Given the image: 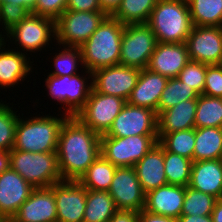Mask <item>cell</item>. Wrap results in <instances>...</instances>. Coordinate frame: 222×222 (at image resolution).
I'll list each match as a JSON object with an SVG mask.
<instances>
[{
  "mask_svg": "<svg viewBox=\"0 0 222 222\" xmlns=\"http://www.w3.org/2000/svg\"><path fill=\"white\" fill-rule=\"evenodd\" d=\"M0 3H10V5L24 6L32 13V10L36 5V0H0Z\"/></svg>",
  "mask_w": 222,
  "mask_h": 222,
  "instance_id": "cell-47",
  "label": "cell"
},
{
  "mask_svg": "<svg viewBox=\"0 0 222 222\" xmlns=\"http://www.w3.org/2000/svg\"><path fill=\"white\" fill-rule=\"evenodd\" d=\"M203 95L222 98V65H207Z\"/></svg>",
  "mask_w": 222,
  "mask_h": 222,
  "instance_id": "cell-40",
  "label": "cell"
},
{
  "mask_svg": "<svg viewBox=\"0 0 222 222\" xmlns=\"http://www.w3.org/2000/svg\"><path fill=\"white\" fill-rule=\"evenodd\" d=\"M158 143L166 150L193 161L195 128L164 134Z\"/></svg>",
  "mask_w": 222,
  "mask_h": 222,
  "instance_id": "cell-33",
  "label": "cell"
},
{
  "mask_svg": "<svg viewBox=\"0 0 222 222\" xmlns=\"http://www.w3.org/2000/svg\"><path fill=\"white\" fill-rule=\"evenodd\" d=\"M10 168L20 174L34 188L50 187L62 181L57 152L9 151Z\"/></svg>",
  "mask_w": 222,
  "mask_h": 222,
  "instance_id": "cell-5",
  "label": "cell"
},
{
  "mask_svg": "<svg viewBox=\"0 0 222 222\" xmlns=\"http://www.w3.org/2000/svg\"><path fill=\"white\" fill-rule=\"evenodd\" d=\"M5 102V104H4ZM0 102V150L11 151L15 141V131L19 114L6 101Z\"/></svg>",
  "mask_w": 222,
  "mask_h": 222,
  "instance_id": "cell-37",
  "label": "cell"
},
{
  "mask_svg": "<svg viewBox=\"0 0 222 222\" xmlns=\"http://www.w3.org/2000/svg\"><path fill=\"white\" fill-rule=\"evenodd\" d=\"M7 41L9 43V40H0V88L2 89L11 86L14 88L20 84L32 72L33 67L31 64L33 62L24 52L4 48Z\"/></svg>",
  "mask_w": 222,
  "mask_h": 222,
  "instance_id": "cell-22",
  "label": "cell"
},
{
  "mask_svg": "<svg viewBox=\"0 0 222 222\" xmlns=\"http://www.w3.org/2000/svg\"><path fill=\"white\" fill-rule=\"evenodd\" d=\"M109 194L117 209L140 212L145 207V196L134 167H117Z\"/></svg>",
  "mask_w": 222,
  "mask_h": 222,
  "instance_id": "cell-15",
  "label": "cell"
},
{
  "mask_svg": "<svg viewBox=\"0 0 222 222\" xmlns=\"http://www.w3.org/2000/svg\"><path fill=\"white\" fill-rule=\"evenodd\" d=\"M184 198V186L166 184L146 193L144 210L178 219L181 216Z\"/></svg>",
  "mask_w": 222,
  "mask_h": 222,
  "instance_id": "cell-20",
  "label": "cell"
},
{
  "mask_svg": "<svg viewBox=\"0 0 222 222\" xmlns=\"http://www.w3.org/2000/svg\"><path fill=\"white\" fill-rule=\"evenodd\" d=\"M31 12L24 6L10 5V3H0V25L6 34L14 26L18 25ZM2 23V24H1Z\"/></svg>",
  "mask_w": 222,
  "mask_h": 222,
  "instance_id": "cell-39",
  "label": "cell"
},
{
  "mask_svg": "<svg viewBox=\"0 0 222 222\" xmlns=\"http://www.w3.org/2000/svg\"><path fill=\"white\" fill-rule=\"evenodd\" d=\"M158 0H121L111 15L122 24L147 23Z\"/></svg>",
  "mask_w": 222,
  "mask_h": 222,
  "instance_id": "cell-30",
  "label": "cell"
},
{
  "mask_svg": "<svg viewBox=\"0 0 222 222\" xmlns=\"http://www.w3.org/2000/svg\"><path fill=\"white\" fill-rule=\"evenodd\" d=\"M117 167L106 160L101 154L89 166L78 182L89 190L108 191Z\"/></svg>",
  "mask_w": 222,
  "mask_h": 222,
  "instance_id": "cell-28",
  "label": "cell"
},
{
  "mask_svg": "<svg viewBox=\"0 0 222 222\" xmlns=\"http://www.w3.org/2000/svg\"><path fill=\"white\" fill-rule=\"evenodd\" d=\"M124 27V24L108 15L80 46L86 70L93 72L99 68L119 64Z\"/></svg>",
  "mask_w": 222,
  "mask_h": 222,
  "instance_id": "cell-2",
  "label": "cell"
},
{
  "mask_svg": "<svg viewBox=\"0 0 222 222\" xmlns=\"http://www.w3.org/2000/svg\"><path fill=\"white\" fill-rule=\"evenodd\" d=\"M143 192L166 185L167 178L164 171V148L157 143L134 166Z\"/></svg>",
  "mask_w": 222,
  "mask_h": 222,
  "instance_id": "cell-23",
  "label": "cell"
},
{
  "mask_svg": "<svg viewBox=\"0 0 222 222\" xmlns=\"http://www.w3.org/2000/svg\"><path fill=\"white\" fill-rule=\"evenodd\" d=\"M32 117L24 120L19 116L13 148L34 153L57 152L59 131L68 115Z\"/></svg>",
  "mask_w": 222,
  "mask_h": 222,
  "instance_id": "cell-4",
  "label": "cell"
},
{
  "mask_svg": "<svg viewBox=\"0 0 222 222\" xmlns=\"http://www.w3.org/2000/svg\"><path fill=\"white\" fill-rule=\"evenodd\" d=\"M9 222H57L56 200L51 187L34 188Z\"/></svg>",
  "mask_w": 222,
  "mask_h": 222,
  "instance_id": "cell-18",
  "label": "cell"
},
{
  "mask_svg": "<svg viewBox=\"0 0 222 222\" xmlns=\"http://www.w3.org/2000/svg\"><path fill=\"white\" fill-rule=\"evenodd\" d=\"M158 143V135L101 136L100 154L116 167H134Z\"/></svg>",
  "mask_w": 222,
  "mask_h": 222,
  "instance_id": "cell-8",
  "label": "cell"
},
{
  "mask_svg": "<svg viewBox=\"0 0 222 222\" xmlns=\"http://www.w3.org/2000/svg\"><path fill=\"white\" fill-rule=\"evenodd\" d=\"M101 135L68 116L58 136L57 158L62 180L78 181L100 156Z\"/></svg>",
  "mask_w": 222,
  "mask_h": 222,
  "instance_id": "cell-1",
  "label": "cell"
},
{
  "mask_svg": "<svg viewBox=\"0 0 222 222\" xmlns=\"http://www.w3.org/2000/svg\"><path fill=\"white\" fill-rule=\"evenodd\" d=\"M84 75H65L53 76L47 75L45 80L48 95L58 103L65 104L62 109L68 116H75L84 106L93 88L92 85V72L84 69ZM91 79L90 85L88 79ZM87 83V84H86Z\"/></svg>",
  "mask_w": 222,
  "mask_h": 222,
  "instance_id": "cell-6",
  "label": "cell"
},
{
  "mask_svg": "<svg viewBox=\"0 0 222 222\" xmlns=\"http://www.w3.org/2000/svg\"><path fill=\"white\" fill-rule=\"evenodd\" d=\"M141 69L113 65L92 72V85L96 92L128 100L136 86Z\"/></svg>",
  "mask_w": 222,
  "mask_h": 222,
  "instance_id": "cell-13",
  "label": "cell"
},
{
  "mask_svg": "<svg viewBox=\"0 0 222 222\" xmlns=\"http://www.w3.org/2000/svg\"><path fill=\"white\" fill-rule=\"evenodd\" d=\"M99 2L102 11L111 16L119 7L121 0H99Z\"/></svg>",
  "mask_w": 222,
  "mask_h": 222,
  "instance_id": "cell-45",
  "label": "cell"
},
{
  "mask_svg": "<svg viewBox=\"0 0 222 222\" xmlns=\"http://www.w3.org/2000/svg\"><path fill=\"white\" fill-rule=\"evenodd\" d=\"M134 135H158L157 114L146 108L125 104L109 130L101 136L128 137Z\"/></svg>",
  "mask_w": 222,
  "mask_h": 222,
  "instance_id": "cell-12",
  "label": "cell"
},
{
  "mask_svg": "<svg viewBox=\"0 0 222 222\" xmlns=\"http://www.w3.org/2000/svg\"><path fill=\"white\" fill-rule=\"evenodd\" d=\"M157 40L147 23L126 24L122 34L120 65L145 69Z\"/></svg>",
  "mask_w": 222,
  "mask_h": 222,
  "instance_id": "cell-9",
  "label": "cell"
},
{
  "mask_svg": "<svg viewBox=\"0 0 222 222\" xmlns=\"http://www.w3.org/2000/svg\"><path fill=\"white\" fill-rule=\"evenodd\" d=\"M207 65L190 60L180 71L177 78L193 88L199 95L203 94Z\"/></svg>",
  "mask_w": 222,
  "mask_h": 222,
  "instance_id": "cell-38",
  "label": "cell"
},
{
  "mask_svg": "<svg viewBox=\"0 0 222 222\" xmlns=\"http://www.w3.org/2000/svg\"><path fill=\"white\" fill-rule=\"evenodd\" d=\"M50 187L56 200L57 222H83L87 189L74 180H62Z\"/></svg>",
  "mask_w": 222,
  "mask_h": 222,
  "instance_id": "cell-16",
  "label": "cell"
},
{
  "mask_svg": "<svg viewBox=\"0 0 222 222\" xmlns=\"http://www.w3.org/2000/svg\"><path fill=\"white\" fill-rule=\"evenodd\" d=\"M211 217L213 222H222V199H218L215 203Z\"/></svg>",
  "mask_w": 222,
  "mask_h": 222,
  "instance_id": "cell-49",
  "label": "cell"
},
{
  "mask_svg": "<svg viewBox=\"0 0 222 222\" xmlns=\"http://www.w3.org/2000/svg\"><path fill=\"white\" fill-rule=\"evenodd\" d=\"M217 200L212 195L186 186L181 215H211Z\"/></svg>",
  "mask_w": 222,
  "mask_h": 222,
  "instance_id": "cell-36",
  "label": "cell"
},
{
  "mask_svg": "<svg viewBox=\"0 0 222 222\" xmlns=\"http://www.w3.org/2000/svg\"><path fill=\"white\" fill-rule=\"evenodd\" d=\"M66 10L102 11L99 0H68Z\"/></svg>",
  "mask_w": 222,
  "mask_h": 222,
  "instance_id": "cell-42",
  "label": "cell"
},
{
  "mask_svg": "<svg viewBox=\"0 0 222 222\" xmlns=\"http://www.w3.org/2000/svg\"><path fill=\"white\" fill-rule=\"evenodd\" d=\"M185 43L190 60L206 65L222 63V27L193 26Z\"/></svg>",
  "mask_w": 222,
  "mask_h": 222,
  "instance_id": "cell-14",
  "label": "cell"
},
{
  "mask_svg": "<svg viewBox=\"0 0 222 222\" xmlns=\"http://www.w3.org/2000/svg\"><path fill=\"white\" fill-rule=\"evenodd\" d=\"M33 190L34 187L11 168L0 173V217L9 222Z\"/></svg>",
  "mask_w": 222,
  "mask_h": 222,
  "instance_id": "cell-17",
  "label": "cell"
},
{
  "mask_svg": "<svg viewBox=\"0 0 222 222\" xmlns=\"http://www.w3.org/2000/svg\"><path fill=\"white\" fill-rule=\"evenodd\" d=\"M222 128V98L199 95L195 116V128Z\"/></svg>",
  "mask_w": 222,
  "mask_h": 222,
  "instance_id": "cell-31",
  "label": "cell"
},
{
  "mask_svg": "<svg viewBox=\"0 0 222 222\" xmlns=\"http://www.w3.org/2000/svg\"><path fill=\"white\" fill-rule=\"evenodd\" d=\"M138 215L135 210L118 209L109 222H138Z\"/></svg>",
  "mask_w": 222,
  "mask_h": 222,
  "instance_id": "cell-43",
  "label": "cell"
},
{
  "mask_svg": "<svg viewBox=\"0 0 222 222\" xmlns=\"http://www.w3.org/2000/svg\"><path fill=\"white\" fill-rule=\"evenodd\" d=\"M193 26L222 27V0H187Z\"/></svg>",
  "mask_w": 222,
  "mask_h": 222,
  "instance_id": "cell-29",
  "label": "cell"
},
{
  "mask_svg": "<svg viewBox=\"0 0 222 222\" xmlns=\"http://www.w3.org/2000/svg\"><path fill=\"white\" fill-rule=\"evenodd\" d=\"M168 79L147 68L142 69L127 102L130 105L149 108L158 116V103Z\"/></svg>",
  "mask_w": 222,
  "mask_h": 222,
  "instance_id": "cell-21",
  "label": "cell"
},
{
  "mask_svg": "<svg viewBox=\"0 0 222 222\" xmlns=\"http://www.w3.org/2000/svg\"><path fill=\"white\" fill-rule=\"evenodd\" d=\"M193 161L164 149V171L167 183L189 186Z\"/></svg>",
  "mask_w": 222,
  "mask_h": 222,
  "instance_id": "cell-32",
  "label": "cell"
},
{
  "mask_svg": "<svg viewBox=\"0 0 222 222\" xmlns=\"http://www.w3.org/2000/svg\"><path fill=\"white\" fill-rule=\"evenodd\" d=\"M107 16L104 11L65 10L55 21L56 46L80 47Z\"/></svg>",
  "mask_w": 222,
  "mask_h": 222,
  "instance_id": "cell-7",
  "label": "cell"
},
{
  "mask_svg": "<svg viewBox=\"0 0 222 222\" xmlns=\"http://www.w3.org/2000/svg\"><path fill=\"white\" fill-rule=\"evenodd\" d=\"M190 61L186 43L157 42L147 69L167 78H177Z\"/></svg>",
  "mask_w": 222,
  "mask_h": 222,
  "instance_id": "cell-19",
  "label": "cell"
},
{
  "mask_svg": "<svg viewBox=\"0 0 222 222\" xmlns=\"http://www.w3.org/2000/svg\"><path fill=\"white\" fill-rule=\"evenodd\" d=\"M147 24L157 42H186L193 27L187 0H158Z\"/></svg>",
  "mask_w": 222,
  "mask_h": 222,
  "instance_id": "cell-3",
  "label": "cell"
},
{
  "mask_svg": "<svg viewBox=\"0 0 222 222\" xmlns=\"http://www.w3.org/2000/svg\"><path fill=\"white\" fill-rule=\"evenodd\" d=\"M3 36H6V35H2V31L0 32V40L3 38Z\"/></svg>",
  "mask_w": 222,
  "mask_h": 222,
  "instance_id": "cell-50",
  "label": "cell"
},
{
  "mask_svg": "<svg viewBox=\"0 0 222 222\" xmlns=\"http://www.w3.org/2000/svg\"><path fill=\"white\" fill-rule=\"evenodd\" d=\"M197 99L182 101L157 116L158 140L166 133L195 128Z\"/></svg>",
  "mask_w": 222,
  "mask_h": 222,
  "instance_id": "cell-25",
  "label": "cell"
},
{
  "mask_svg": "<svg viewBox=\"0 0 222 222\" xmlns=\"http://www.w3.org/2000/svg\"><path fill=\"white\" fill-rule=\"evenodd\" d=\"M178 222H213L211 215L196 216V215H181Z\"/></svg>",
  "mask_w": 222,
  "mask_h": 222,
  "instance_id": "cell-46",
  "label": "cell"
},
{
  "mask_svg": "<svg viewBox=\"0 0 222 222\" xmlns=\"http://www.w3.org/2000/svg\"><path fill=\"white\" fill-rule=\"evenodd\" d=\"M189 187L222 199V159L193 161Z\"/></svg>",
  "mask_w": 222,
  "mask_h": 222,
  "instance_id": "cell-24",
  "label": "cell"
},
{
  "mask_svg": "<svg viewBox=\"0 0 222 222\" xmlns=\"http://www.w3.org/2000/svg\"><path fill=\"white\" fill-rule=\"evenodd\" d=\"M53 57L54 62L52 64L55 70L49 73V75H75L78 74V67L81 66V68L85 69L80 47L63 46V49L59 50V53L57 52Z\"/></svg>",
  "mask_w": 222,
  "mask_h": 222,
  "instance_id": "cell-35",
  "label": "cell"
},
{
  "mask_svg": "<svg viewBox=\"0 0 222 222\" xmlns=\"http://www.w3.org/2000/svg\"><path fill=\"white\" fill-rule=\"evenodd\" d=\"M6 35L7 37L4 36L2 40L12 39L11 42L14 41L24 53H36L47 47L49 42L52 43V39H56L55 20L30 13Z\"/></svg>",
  "mask_w": 222,
  "mask_h": 222,
  "instance_id": "cell-10",
  "label": "cell"
},
{
  "mask_svg": "<svg viewBox=\"0 0 222 222\" xmlns=\"http://www.w3.org/2000/svg\"><path fill=\"white\" fill-rule=\"evenodd\" d=\"M199 94L178 78H169L158 103V115L182 101L198 99Z\"/></svg>",
  "mask_w": 222,
  "mask_h": 222,
  "instance_id": "cell-34",
  "label": "cell"
},
{
  "mask_svg": "<svg viewBox=\"0 0 222 222\" xmlns=\"http://www.w3.org/2000/svg\"><path fill=\"white\" fill-rule=\"evenodd\" d=\"M138 222H178V219L163 215H155L143 209L139 212Z\"/></svg>",
  "mask_w": 222,
  "mask_h": 222,
  "instance_id": "cell-44",
  "label": "cell"
},
{
  "mask_svg": "<svg viewBox=\"0 0 222 222\" xmlns=\"http://www.w3.org/2000/svg\"><path fill=\"white\" fill-rule=\"evenodd\" d=\"M126 103L120 97L101 94L92 88L85 106L75 116L92 131L103 135Z\"/></svg>",
  "mask_w": 222,
  "mask_h": 222,
  "instance_id": "cell-11",
  "label": "cell"
},
{
  "mask_svg": "<svg viewBox=\"0 0 222 222\" xmlns=\"http://www.w3.org/2000/svg\"><path fill=\"white\" fill-rule=\"evenodd\" d=\"M222 159V128H195L193 161Z\"/></svg>",
  "mask_w": 222,
  "mask_h": 222,
  "instance_id": "cell-26",
  "label": "cell"
},
{
  "mask_svg": "<svg viewBox=\"0 0 222 222\" xmlns=\"http://www.w3.org/2000/svg\"><path fill=\"white\" fill-rule=\"evenodd\" d=\"M68 0H36L32 13L57 20L66 10Z\"/></svg>",
  "mask_w": 222,
  "mask_h": 222,
  "instance_id": "cell-41",
  "label": "cell"
},
{
  "mask_svg": "<svg viewBox=\"0 0 222 222\" xmlns=\"http://www.w3.org/2000/svg\"><path fill=\"white\" fill-rule=\"evenodd\" d=\"M117 210L114 199L108 191L87 189L83 222H109Z\"/></svg>",
  "mask_w": 222,
  "mask_h": 222,
  "instance_id": "cell-27",
  "label": "cell"
},
{
  "mask_svg": "<svg viewBox=\"0 0 222 222\" xmlns=\"http://www.w3.org/2000/svg\"><path fill=\"white\" fill-rule=\"evenodd\" d=\"M10 168L9 151L0 150V173Z\"/></svg>",
  "mask_w": 222,
  "mask_h": 222,
  "instance_id": "cell-48",
  "label": "cell"
}]
</instances>
